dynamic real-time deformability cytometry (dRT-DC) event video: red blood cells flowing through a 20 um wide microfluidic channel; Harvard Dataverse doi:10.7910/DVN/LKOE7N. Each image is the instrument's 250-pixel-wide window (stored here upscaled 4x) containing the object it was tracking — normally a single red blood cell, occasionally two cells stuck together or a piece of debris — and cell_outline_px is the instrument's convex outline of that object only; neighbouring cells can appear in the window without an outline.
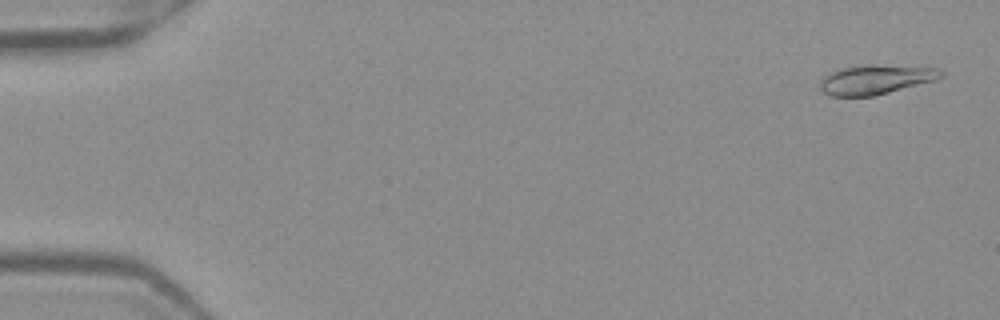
{"species": "Egyptian fruit bat (a non-hibernating species)", "species_latin": "Rousettus aegyptiacus", "temperature_condition": "warm", "stored_images_in_passage": 51, "camera_frame_rate_fps": 3000, "um_per_image_px": 0.085, "frame": {"image": 1, "passage_image": 2, "time_ms": 0.333, "image_size_px": [1000, 320], "cell_outline_px": [[944, 76], [936, 80], [872, 96], [832, 96], [824, 92], [820, 88], [820, 80], [828, 72], [840, 68], [868, 64], [872, 64], [940, 68], [944, 72]], "centroid_in_image_um": [74.44, 6.74], "position_along_channel_um": 10.6, "area_um2": 20.87}}
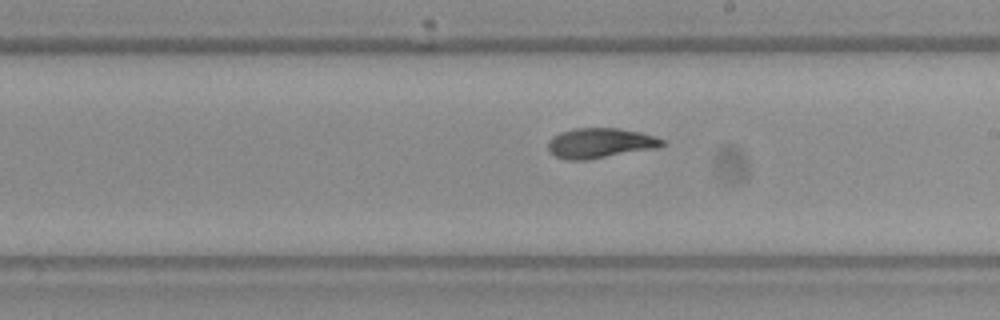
{"frame": {"image": 2, "passage_image": 30, "time_ms": 9.667, "image_size_px": [1000, 320], "cell_outline_px": [[664, 144], [660, 148], [588, 160], [564, 160], [548, 152], [548, 140], [552, 136], [560, 132], [572, 128], [616, 128], [640, 132], [664, 140]], "centroid_in_image_um": [50.98, 12.17], "position_along_channel_um": 238.0, "area_um2": 20.29}}
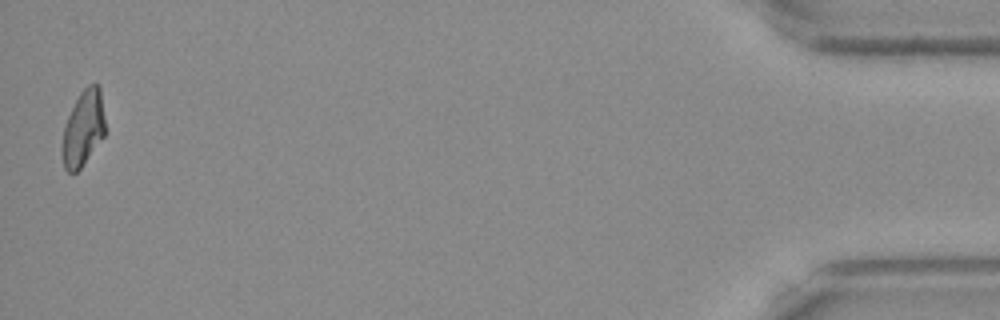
{"frame": {"image": 3, "passage_image": 51, "time_ms": 16.667, "image_size_px": [1000, 320], "cell_outline_px": [[104, 136], [80, 168], [76, 172], [68, 172], [64, 168], [60, 148], [64, 128], [68, 116], [80, 92], [88, 84], [96, 84], [100, 88], [104, 116]], "centroid_in_image_um": [7.05, 10.92], "position_along_channel_um": 428.2, "area_um2": 18.79}, "authors_computed_cell_mechanics": {"area_um2": 19.9988, "velocity_mm_per_s": 3.9727, "shape_relaxation_time_tau1_ms": 10.2685, "shape_relaxation_time_tau2_ms": 1.7105, "deformation_change_tau1": 0.286, "deformation_change_tau2": 0.0807}}